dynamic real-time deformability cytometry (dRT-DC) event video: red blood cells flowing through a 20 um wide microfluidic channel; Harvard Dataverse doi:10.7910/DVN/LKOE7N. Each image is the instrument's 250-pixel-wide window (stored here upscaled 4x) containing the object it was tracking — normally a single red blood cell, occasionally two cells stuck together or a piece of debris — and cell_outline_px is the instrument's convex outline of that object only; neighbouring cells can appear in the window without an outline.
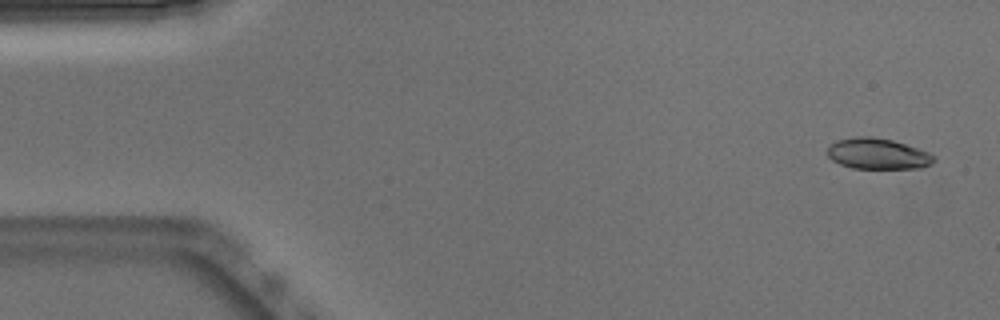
{"species": "Egyptian fruit bat (a non-hibernating species)", "species_latin": "Rousettus aegyptiacus", "temperature_condition": "warm", "stored_images_in_passage": 51, "camera_frame_rate_fps": 3000, "um_per_image_px": 0.085, "animal": {"sex": "male"}, "frame": {"image": 1, "passage_image": 2, "time_ms": 0.333, "image_size_px": [1000, 320], "cell_outline_px": [[936, 160], [932, 164], [920, 168], [852, 168], [840, 164], [832, 160], [828, 156], [828, 148], [836, 140], [856, 136], [872, 136], [892, 140], [928, 152], [936, 156]], "centroid_in_image_um": [74.62, 13.07], "position_along_channel_um": 10.4, "area_um2": 19.13}}
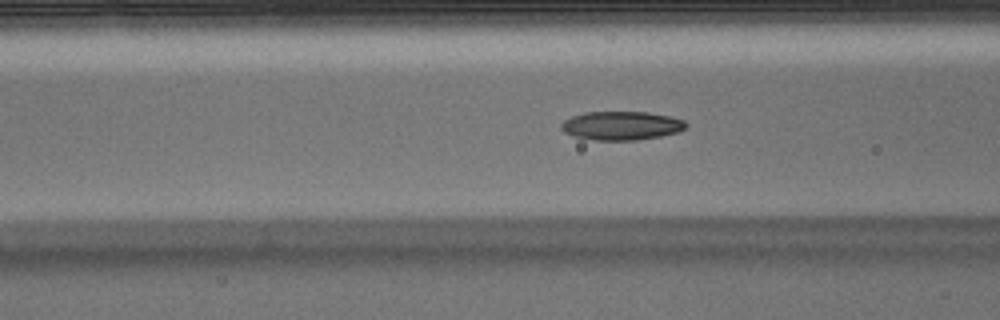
{"frame": {"image": 2, "passage_image": 19, "time_ms": 6.0, "image_size_px": [1000, 320], "cell_outline_px": [[688, 124], [680, 132], [660, 136], [636, 140], [592, 140], [572, 136], [564, 132], [560, 128], [560, 124], [564, 120], [572, 116], [584, 112], [648, 112], [668, 116], [684, 120]], "centroid_in_image_um": [52.79, 10.68], "position_along_channel_um": 113.8, "area_um2": 20.98}}
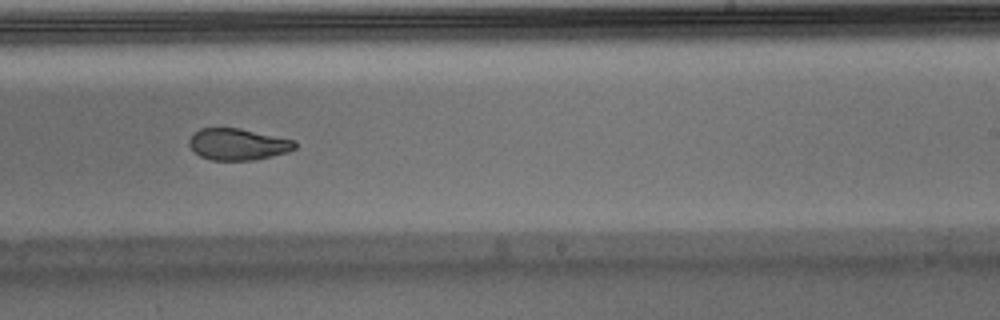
{"frame": {"image": 3, "passage_image": 31, "time_ms": 10.0, "image_size_px": [1000, 320], "cell_outline_px": [[296, 148], [288, 152], [272, 156], [252, 160], [212, 160], [200, 156], [188, 144], [188, 140], [200, 128], [240, 128], [296, 140]], "centroid_in_image_um": [20.25, 12.26], "position_along_channel_um": 268.8, "area_um2": 19.42}, "authors_computed_cell_mechanics": {"area_um2": 20.5768, "velocity_mm_per_s": 3.8775, "shape_relaxation_time_tau1_ms": null, "shape_relaxation_time_tau2_ms": 2.329, "deformation_change_tau1": null, "deformation_change_tau2": 0.0762}}